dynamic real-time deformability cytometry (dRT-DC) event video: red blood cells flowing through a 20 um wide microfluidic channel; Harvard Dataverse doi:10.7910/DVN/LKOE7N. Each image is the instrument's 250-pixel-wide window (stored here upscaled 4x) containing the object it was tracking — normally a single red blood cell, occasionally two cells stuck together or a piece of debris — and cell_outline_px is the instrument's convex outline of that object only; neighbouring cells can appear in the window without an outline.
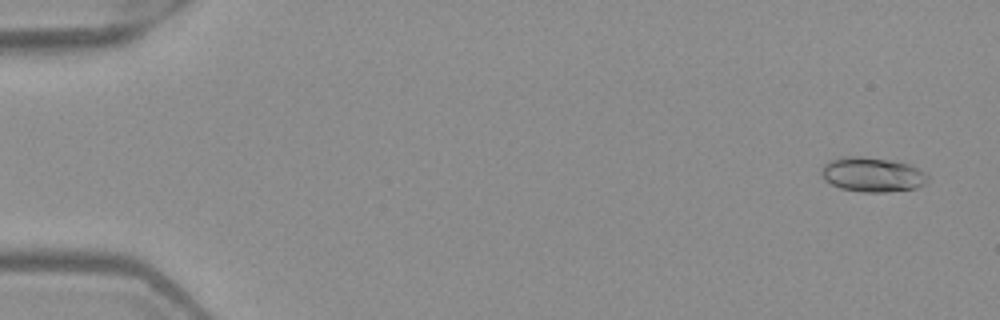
{"species": "Egyptian fruit bat (a non-hibernating species)", "species_latin": "Rousettus aegyptiacus", "temperature_condition": "warm", "stored_images_in_passage": 50, "camera_frame_rate_fps": 3000, "um_per_image_px": 0.085, "frame": {"image": 1, "passage_image": 1, "time_ms": 0.0, "image_size_px": [1000, 320], "cell_outline_px": [[928, 180], [924, 184], [916, 188], [888, 192], [864, 192], [840, 188], [824, 180], [820, 176], [820, 172], [824, 164], [828, 160], [840, 156], [860, 156], [892, 160], [908, 164], [924, 172], [928, 176]], "centroid_in_image_um": [74.1, 14.83], "position_along_channel_um": 10.9, "area_um2": 21.62}}
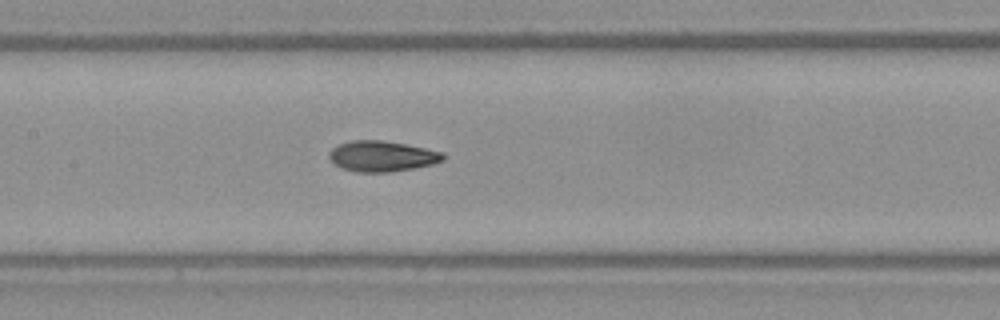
{"frame": {"image": 2, "passage_image": 24, "time_ms": 7.667, "image_size_px": [1000, 320], "cell_outline_px": [[444, 160], [432, 164], [412, 168], [388, 172], [356, 172], [340, 168], [328, 156], [328, 152], [332, 148], [340, 144], [352, 140], [384, 140], [444, 152]], "centroid_in_image_um": [32.45, 13.27], "position_along_channel_um": 175.0, "area_um2": 20.23}}
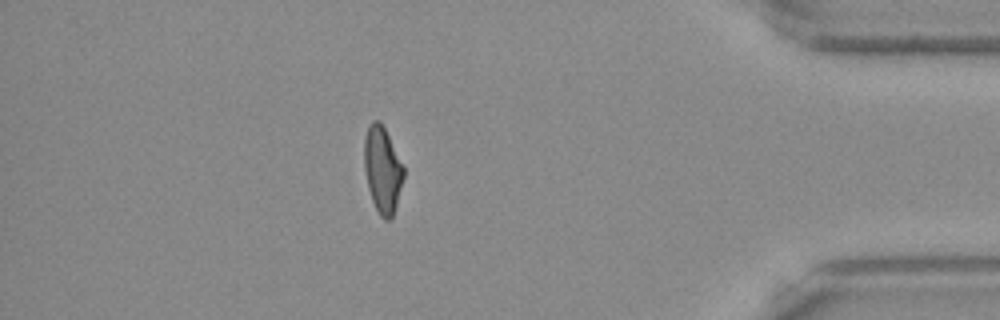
{"frame": {"image": 3, "passage_image": 44, "time_ms": 14.333, "image_size_px": [1000, 320], "cell_outline_px": [[404, 176], [396, 204], [392, 216], [388, 220], [384, 220], [380, 216], [372, 200], [368, 188], [364, 168], [364, 136], [372, 120], [380, 120], [404, 164]], "centroid_in_image_um": [32.51, 14.39], "position_along_channel_um": 402.7, "area_um2": 19.83}, "authors_computed_cell_mechanics": {"area_um2": 20.0855, "velocity_mm_per_s": 4.0005, "shape_relaxation_time_tau1_ms": 6.7073, "shape_relaxation_time_tau2_ms": 2.1268, "deformation_change_tau1": 0.2053, "deformation_change_tau2": 0.0796}}